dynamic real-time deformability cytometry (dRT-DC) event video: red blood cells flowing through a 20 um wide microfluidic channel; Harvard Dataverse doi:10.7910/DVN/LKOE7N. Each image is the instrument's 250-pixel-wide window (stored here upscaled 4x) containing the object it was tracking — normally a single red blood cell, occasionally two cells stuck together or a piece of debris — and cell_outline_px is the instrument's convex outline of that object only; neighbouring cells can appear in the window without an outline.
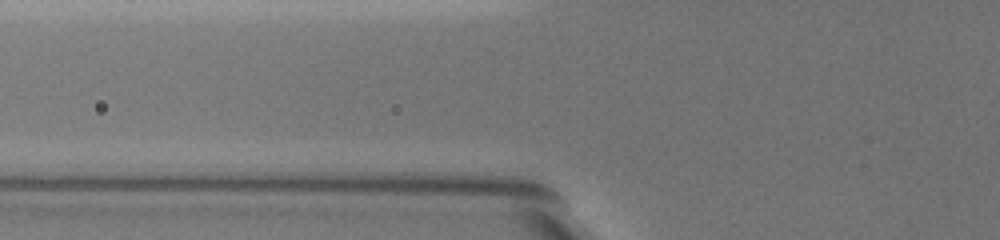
{"species": "common noctule bat (a hibernating species)", "species_latin": "Nyctalus noctula", "temperature_condition": "warm", "stored_images_in_passage": 3, "segment_of_instrument_passage": [1, 2], "camera_frame_rate_fps": 3000, "um_per_image_px": 0.085, "animal": {"sex": "female", "body_mass_g": 19.5, "forearm_length_mm": 54.1}, "frame": {"image": 1, "passage_image": 2, "time_ms": 0.333, "image_size_px": [1000, 240], "cell_outline_px": [[652, 124], [632, 124], [628, 120], [584, 64], [580, 52], [580, 40], [624, 68], [644, 100], [652, 120]], "centroid_in_image_um": [52.4, 7.23], "position_along_channel_um": 73.4, "area_um2": 16.7}}